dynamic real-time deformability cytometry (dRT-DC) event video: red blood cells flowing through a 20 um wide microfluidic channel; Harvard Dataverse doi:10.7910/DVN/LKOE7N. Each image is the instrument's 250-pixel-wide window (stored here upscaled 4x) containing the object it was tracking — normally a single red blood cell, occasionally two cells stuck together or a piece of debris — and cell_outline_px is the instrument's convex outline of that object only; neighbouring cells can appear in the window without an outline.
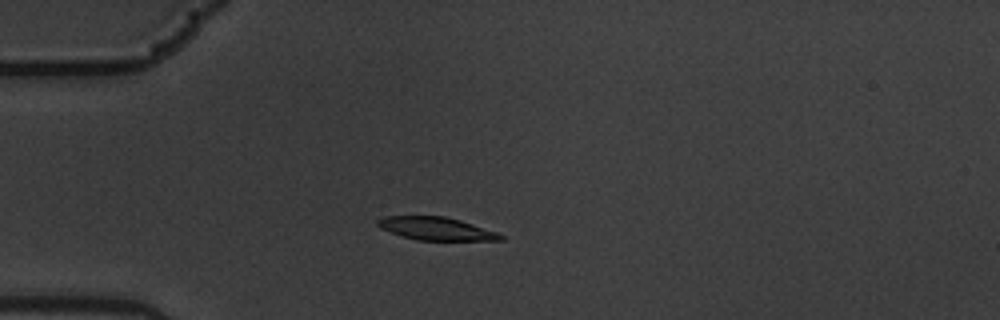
{"species": "common noctule bat (a hibernating species)", "species_latin": "Nyctalus noctula", "temperature_condition": "warm", "stored_images_in_passage": 4, "camera_frame_rate_fps": 3000, "um_per_image_px": 0.085, "animal": {"sex": "male", "body_mass_g": 19.5, "forearm_length_mm": 54.6}, "frame": {"image": 1, "passage_image": 2, "time_ms": 0.333, "image_size_px": [1000, 320], "cell_outline_px": [[504, 240], [416, 240], [380, 228], [376, 224], [376, 220], [384, 216], [444, 216], [460, 220], [496, 232], [504, 236]], "centroid_in_image_um": [37.05, 19.43], "position_along_channel_um": 48.0, "area_um2": 16.24}}
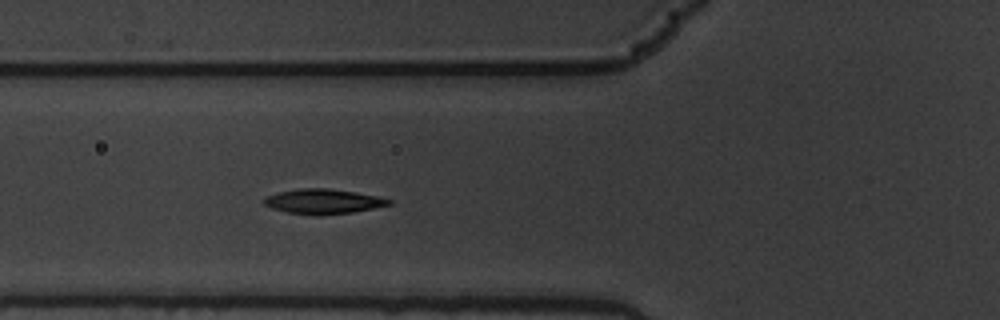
{"frame": {"image": 2, "passage_image": 4, "time_ms": 1.0, "image_size_px": [1000, 320], "cell_outline_px": [[392, 204], [352, 212], [316, 216], [288, 212], [272, 208], [264, 204], [264, 200], [268, 196], [280, 192], [300, 188], [328, 188], [376, 196], [392, 200]], "centroid_in_image_um": [27.47, 17.13], "position_along_channel_um": 98.3, "area_um2": 17.74}}